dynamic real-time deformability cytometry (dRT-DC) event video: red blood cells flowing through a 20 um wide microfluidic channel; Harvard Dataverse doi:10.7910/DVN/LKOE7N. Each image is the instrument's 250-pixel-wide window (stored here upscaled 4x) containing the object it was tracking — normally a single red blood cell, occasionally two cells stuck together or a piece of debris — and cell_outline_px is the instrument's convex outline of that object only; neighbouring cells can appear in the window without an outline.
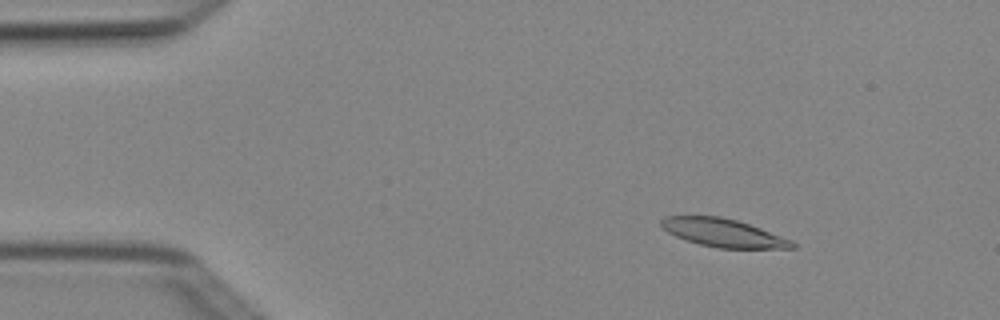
{"species": "Egyptian fruit bat (a non-hibernating species)", "species_latin": "Rousettus aegyptiacus", "temperature_condition": "cold", "stored_images_in_passage": 3, "camera_frame_rate_fps": 3000, "um_per_image_px": 0.085, "animal": {"sex": "female"}, "frame": {"image": 1, "passage_image": 2, "time_ms": 0.333, "image_size_px": [1000, 320], "cell_outline_px": [[796, 248], [716, 248], [700, 244], [676, 236], [668, 232], [660, 224], [660, 220], [664, 216], [720, 216], [736, 220], [760, 228], [792, 240], [796, 244]], "centroid_in_image_um": [61.48, 19.79], "position_along_channel_um": 23.5, "area_um2": 21.27}}